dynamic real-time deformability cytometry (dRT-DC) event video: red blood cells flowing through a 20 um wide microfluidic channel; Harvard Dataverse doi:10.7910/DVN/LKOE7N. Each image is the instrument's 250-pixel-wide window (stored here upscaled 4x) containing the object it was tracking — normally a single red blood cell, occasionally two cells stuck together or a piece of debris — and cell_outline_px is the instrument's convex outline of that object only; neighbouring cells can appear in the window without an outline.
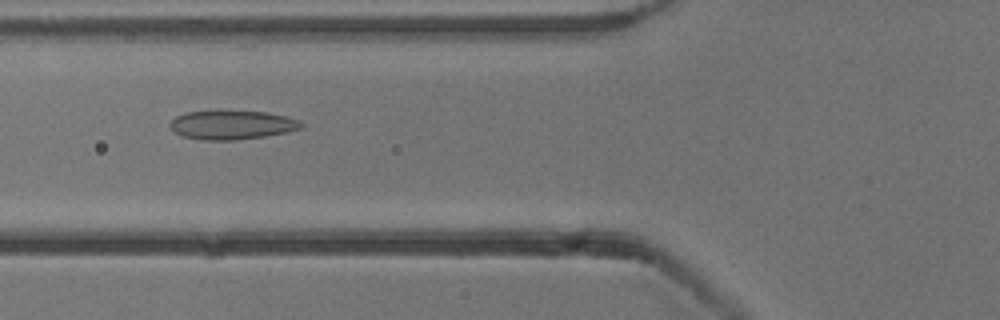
{"species": "common noctule bat (a hibernating species)", "species_latin": "Nyctalus noctula", "temperature_condition": "cold", "stored_images_in_passage": 53, "camera_frame_rate_fps": 3000, "um_per_image_px": 0.085, "animal": {"sex": "male", "body_mass_g": 13.3}, "frame": {"image": 1, "passage_image": 20, "time_ms": 6.333, "image_size_px": [1000, 320], "cell_outline_px": [[304, 124], [300, 128], [288, 132], [264, 136], [236, 140], [204, 140], [184, 136], [176, 132], [168, 124], [176, 116], [184, 112], [268, 112], [300, 120]], "centroid_in_image_um": [19.74, 10.63], "position_along_channel_um": 106.1, "area_um2": 21.68}}
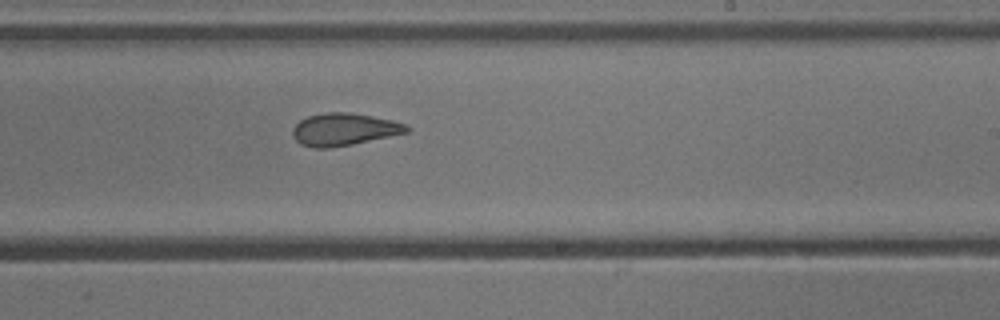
{"frame": {"image": 2, "passage_image": 32, "time_ms": 10.333, "image_size_px": [1000, 320], "cell_outline_px": [[412, 128], [408, 132], [352, 144], [332, 148], [316, 148], [300, 144], [292, 136], [292, 128], [300, 120], [308, 116], [328, 112], [348, 112], [372, 116], [392, 120], [404, 124]], "centroid_in_image_um": [29.22, 11.0], "position_along_channel_um": 259.8, "area_um2": 21.44}}
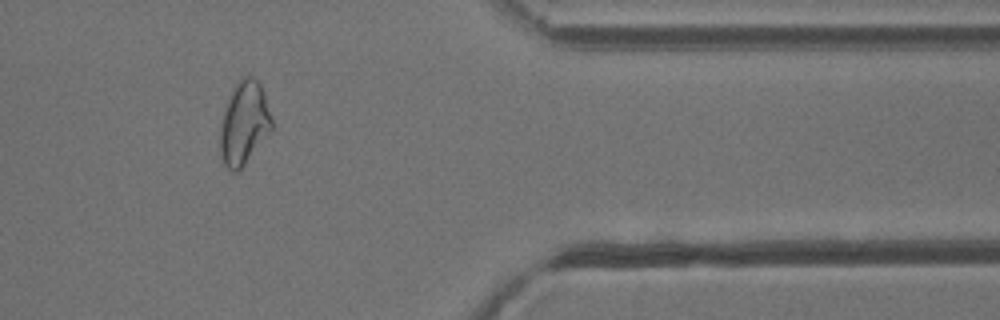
{"frame": {"image": 3, "passage_image": 44, "time_ms": 14.333, "image_size_px": [1000, 320], "cell_outline_px": [[272, 128], [244, 164], [236, 172], [232, 172], [224, 164], [220, 152], [220, 124], [224, 108], [232, 88], [240, 76], [252, 76], [260, 84], [264, 92], [272, 116]], "centroid_in_image_um": [20.73, 10.41], "position_along_channel_um": 390.7, "area_um2": 24.97}, "authors_computed_cell_mechanics": {"area_um2": 24.1026, "velocity_mm_per_s": 3.8385, "shape_relaxation_time_tau1_ms": null, "shape_relaxation_time_tau2_ms": 2.3031, "deformation_change_tau1": null, "deformation_change_tau2": 0.0862}}